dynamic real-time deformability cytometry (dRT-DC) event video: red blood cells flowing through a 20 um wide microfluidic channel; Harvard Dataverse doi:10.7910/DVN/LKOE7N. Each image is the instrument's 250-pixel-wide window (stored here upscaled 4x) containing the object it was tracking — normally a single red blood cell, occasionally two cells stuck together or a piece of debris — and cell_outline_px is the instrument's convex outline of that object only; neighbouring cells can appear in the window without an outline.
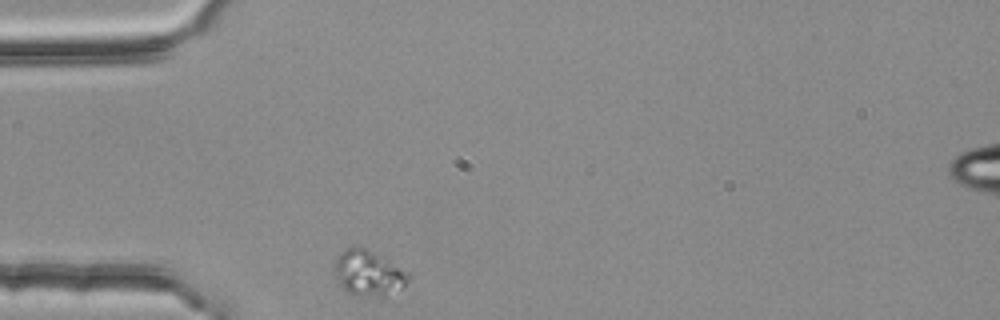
{"species": "common noctule bat (a hibernating species)", "species_latin": "Nyctalus noctula", "temperature_condition": "room temperature", "stored_images_in_passage": 1, "camera_frame_rate_fps": 3000, "um_per_image_px": 0.085, "animal": {"sex": "female", "body_mass_g": 25.1}, "frame": {"image": 1, "passage_image": 1, "time_ms": 0.0, "image_size_px": [1000, 320], "cell_outline_px": [[412, 276], [400, 288], [384, 296], [360, 296], [348, 292], [340, 284], [332, 272], [332, 268], [336, 256], [340, 252], [348, 248], [364, 248], [408, 272]], "centroid_in_image_um": [31.25, 23.23], "position_along_channel_um": 53.8, "area_um2": 19.13}}